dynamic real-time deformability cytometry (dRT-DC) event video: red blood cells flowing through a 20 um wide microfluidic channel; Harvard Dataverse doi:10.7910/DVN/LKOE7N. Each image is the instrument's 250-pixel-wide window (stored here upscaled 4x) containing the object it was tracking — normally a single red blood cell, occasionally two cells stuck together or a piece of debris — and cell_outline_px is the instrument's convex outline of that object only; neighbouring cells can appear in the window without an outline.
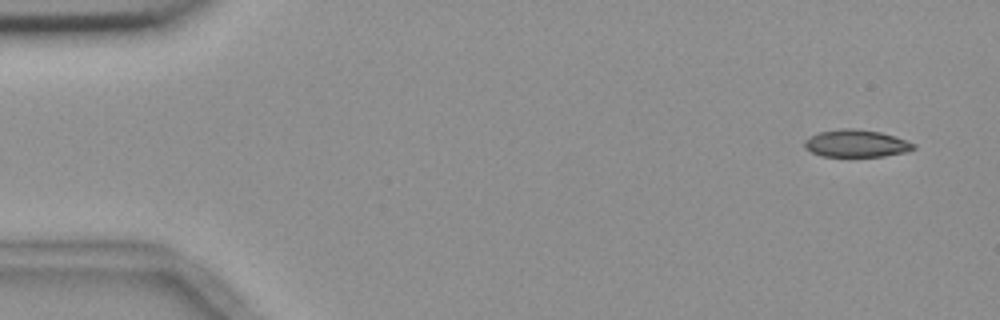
{"species": "common noctule bat (a hibernating species)", "species_latin": "Nyctalus noctula", "temperature_condition": "room temperature", "stored_images_in_passage": 53, "camera_frame_rate_fps": 3000, "um_per_image_px": 0.085, "animal": {"sex": "female", "body_mass_g": 18.4}, "frame": {"image": 1, "passage_image": 1, "time_ms": 0.0, "image_size_px": [1000, 320], "cell_outline_px": [[916, 148], [904, 152], [884, 156], [820, 156], [804, 148], [804, 140], [820, 132], [844, 128], [852, 128], [880, 132], [916, 144]], "centroid_in_image_um": [72.75, 12.2], "position_along_channel_um": 12.2, "area_um2": 17.11}}
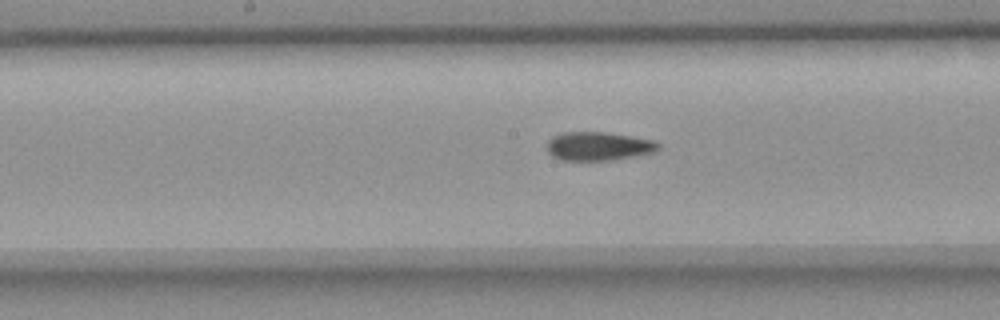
{"frame": {"image": 2, "passage_image": 26, "time_ms": 8.333, "image_size_px": [1000, 320], "cell_outline_px": [[660, 148], [656, 152], [636, 156], [608, 160], [560, 160], [552, 156], [548, 152], [548, 140], [552, 136], [560, 132], [604, 132], [652, 140], [660, 144]], "centroid_in_image_um": [50.85, 12.43], "position_along_channel_um": 197.3, "area_um2": 18.55}}
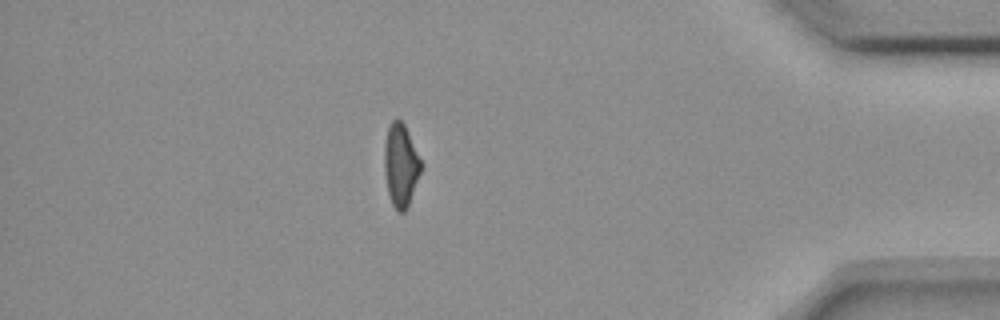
{"frame": {"image": 3, "passage_image": 46, "time_ms": 15.0, "image_size_px": [1000, 320], "cell_outline_px": [[424, 164], [408, 208], [404, 212], [396, 212], [392, 204], [388, 192], [384, 172], [384, 144], [388, 124], [396, 116], [404, 124]], "centroid_in_image_um": [34.07, 14.03], "position_along_channel_um": 401.1, "area_um2": 18.26}, "authors_computed_cell_mechanics": {"area_um2": 18.3804, "velocity_mm_per_s": 3.6608, "shape_relaxation_time_tau1_ms": null, "shape_relaxation_time_tau2_ms": 4.116, "deformation_change_tau1": null, "deformation_change_tau2": 0.1082}}